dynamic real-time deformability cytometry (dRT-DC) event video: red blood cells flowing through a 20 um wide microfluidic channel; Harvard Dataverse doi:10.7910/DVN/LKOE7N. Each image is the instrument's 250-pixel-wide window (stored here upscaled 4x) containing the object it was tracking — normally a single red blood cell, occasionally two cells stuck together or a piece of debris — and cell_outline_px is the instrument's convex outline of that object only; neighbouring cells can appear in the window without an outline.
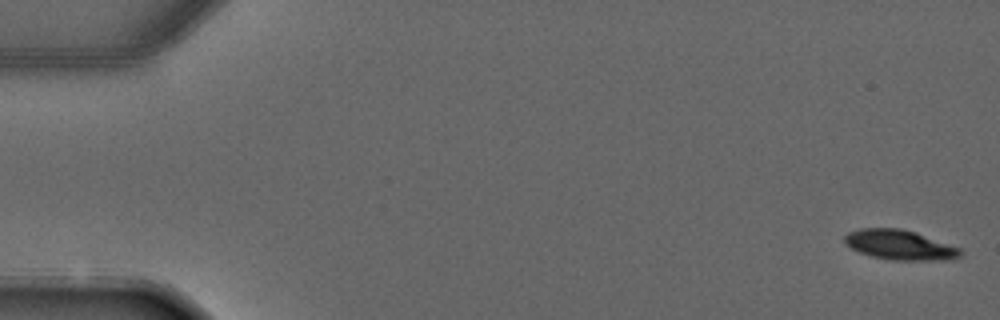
{"species": "common noctule bat (a hibernating species)", "species_latin": "Nyctalus noctula", "temperature_condition": "warm", "stored_images_in_passage": 4, "camera_frame_rate_fps": 3000, "um_per_image_px": 0.085, "animal": {"sex": "male", "forearm_length_mm": 52.5}, "frame": {"image": 1, "passage_image": 1, "time_ms": 0.0, "image_size_px": [1000, 320], "cell_outline_px": [[960, 256], [952, 260], [892, 260], [872, 256], [860, 252], [844, 244], [844, 236], [848, 232], [860, 228], [900, 228], [916, 232], [960, 248]], "centroid_in_image_um": [76.46, 20.81], "position_along_channel_um": 8.5, "area_um2": 20.11}}
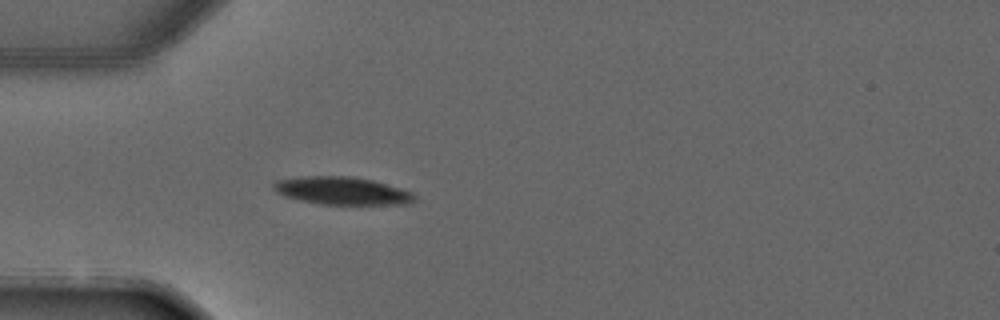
{"frame": {"image": 2, "passage_image": 4, "time_ms": 4.0, "image_size_px": [1000, 320], "cell_outline_px": [[416, 200], [408, 204], [320, 204], [300, 200], [284, 196], [276, 192], [272, 184], [276, 180], [300, 176], [352, 176], [372, 180], [416, 192]], "centroid_in_image_um": [29.1, 16.21], "position_along_channel_um": 55.9, "area_um2": 23.0}}